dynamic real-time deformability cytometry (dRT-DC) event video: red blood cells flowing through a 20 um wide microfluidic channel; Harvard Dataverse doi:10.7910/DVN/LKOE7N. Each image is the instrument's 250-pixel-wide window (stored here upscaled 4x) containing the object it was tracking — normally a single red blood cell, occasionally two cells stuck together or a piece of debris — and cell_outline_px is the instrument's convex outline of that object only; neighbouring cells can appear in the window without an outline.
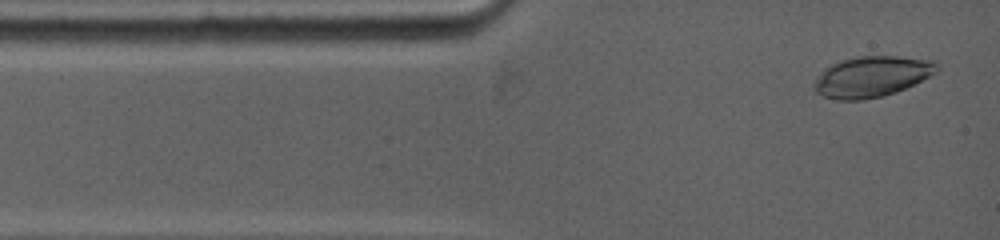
{"species": "common noctule bat (a hibernating species)", "species_latin": "Nyctalus noctula", "temperature_condition": "warm", "stored_images_in_passage": 32, "camera_frame_rate_fps": 5000, "um_per_image_px": 0.085, "animal": {"sex": "female", "body_mass_g": 19.0, "forearm_length_mm": 53.3}, "frame": {"image": 1, "passage_image": 1, "time_ms": 0.0, "image_size_px": [1000, 240], "cell_outline_px": [[940, 68], [936, 72], [896, 92], [880, 96], [860, 100], [836, 100], [824, 96], [816, 92], [816, 80], [820, 72], [824, 68], [840, 60], [856, 56], [896, 56], [932, 60], [940, 64]], "centroid_in_image_um": [74.1, 6.49], "position_along_channel_um": 10.9, "area_um2": 28.84}}
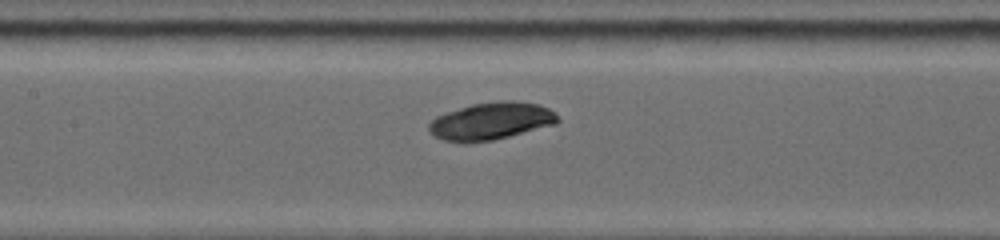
{"frame": {"image": 2, "passage_image": 14, "time_ms": 5.0, "image_size_px": [1000, 240], "cell_outline_px": [[560, 120], [556, 124], [492, 140], [468, 144], [464, 144], [444, 140], [428, 132], [428, 124], [436, 116], [472, 104], [496, 100], [516, 100], [540, 104], [556, 112]], "centroid_in_image_um": [41.75, 10.29], "position_along_channel_um": 165.6, "area_um2": 28.38}}
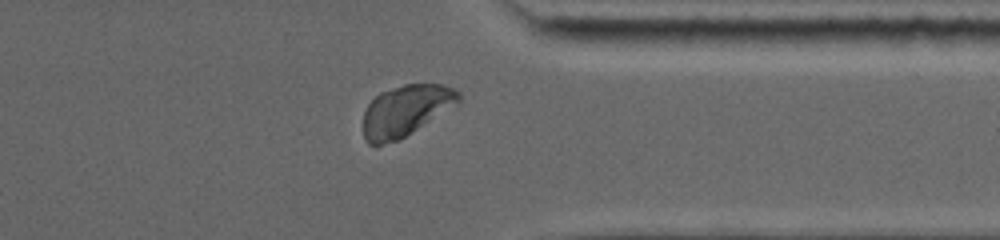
{"frame": {"image": 3, "passage_image": 28, "time_ms": 10.6, "image_size_px": [1000, 240], "cell_outline_px": [[460, 104], [400, 140], [380, 144], [368, 144], [364, 136], [364, 112], [368, 104], [380, 92], [404, 84], [440, 84], [452, 88], [460, 92]], "centroid_in_image_um": [34.53, 9.4], "position_along_channel_um": 376.9, "area_um2": 28.55}, "authors_computed_cell_mechanics": {"area_um2": 28.4954, "velocity_mm_per_s": 3.8435, "shape_relaxation_time_tau1_ms": 6.7696, "shape_relaxation_time_tau2_ms": null, "deformation_change_tau1": 0.0967, "deformation_change_tau2": null}}